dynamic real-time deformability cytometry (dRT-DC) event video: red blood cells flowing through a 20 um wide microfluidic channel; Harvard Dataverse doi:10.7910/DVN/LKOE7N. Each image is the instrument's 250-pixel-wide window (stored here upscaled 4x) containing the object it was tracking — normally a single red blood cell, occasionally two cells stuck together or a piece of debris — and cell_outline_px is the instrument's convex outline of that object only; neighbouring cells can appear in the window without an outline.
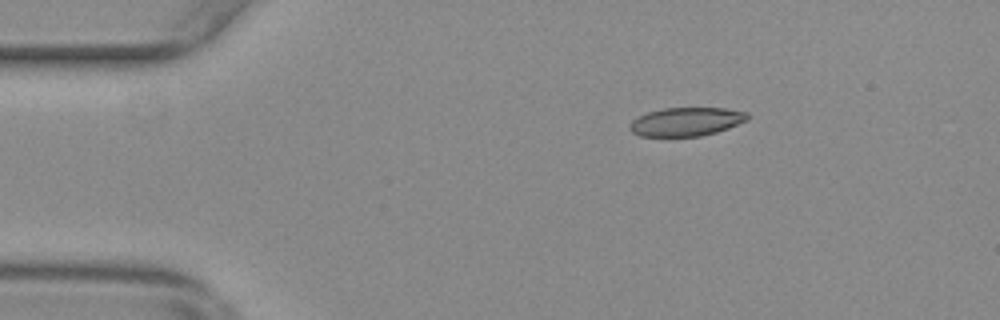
{"species": "common noctule bat (a hibernating species)", "species_latin": "Nyctalus noctula", "temperature_condition": "warm", "stored_images_in_passage": 17, "camera_frame_rate_fps": 3000, "um_per_image_px": 0.085, "animal": {"sex": "female", "body_mass_g": 29.2, "forearm_length_mm": 56.3}, "frame": {"image": 1, "passage_image": 10, "time_ms": 3.0, "image_size_px": [1000, 320], "cell_outline_px": [[748, 120], [728, 128], [716, 132], [700, 136], [640, 136], [632, 132], [628, 128], [628, 124], [632, 120], [648, 112], [664, 108], [724, 108], [748, 112]], "centroid_in_image_um": [58.32, 10.34], "position_along_channel_um": 26.7, "area_um2": 19.59}}